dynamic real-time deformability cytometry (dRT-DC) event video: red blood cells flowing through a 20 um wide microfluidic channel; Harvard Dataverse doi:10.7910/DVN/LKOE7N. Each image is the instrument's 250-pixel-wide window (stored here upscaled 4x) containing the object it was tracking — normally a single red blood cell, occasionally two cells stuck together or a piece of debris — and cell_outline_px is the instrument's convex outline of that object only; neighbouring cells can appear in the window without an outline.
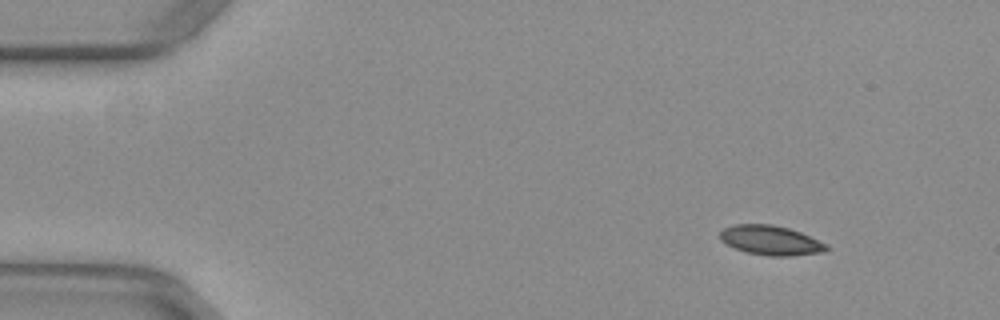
{"species": "common noctule bat (a hibernating species)", "species_latin": "Nyctalus noctula", "temperature_condition": "warm", "stored_images_in_passage": 47, "camera_frame_rate_fps": 3000, "um_per_image_px": 0.085, "animal": {"sex": "female", "body_mass_g": 29.2, "forearm_length_mm": 56.3}, "frame": {"image": 1, "passage_image": 1, "time_ms": 0.0, "image_size_px": [1000, 320], "cell_outline_px": [[828, 248], [824, 252], [788, 256], [768, 256], [748, 252], [736, 248], [720, 240], [720, 232], [724, 228], [736, 224], [772, 224], [788, 228], [800, 232], [828, 244]], "centroid_in_image_um": [65.53, 20.42], "position_along_channel_um": 19.5, "area_um2": 18.15}}
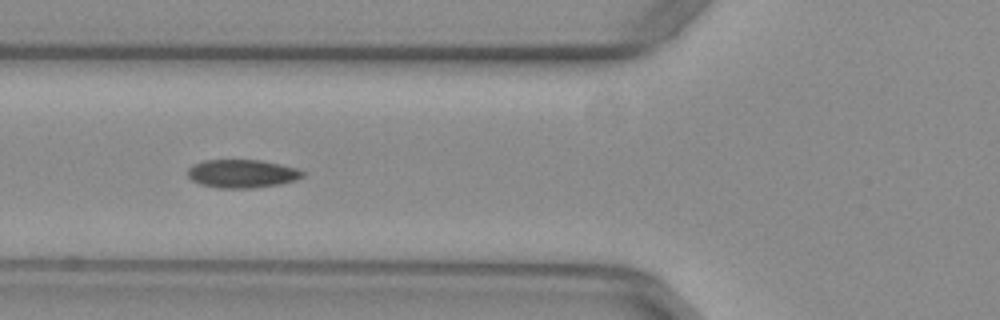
{"frame": {"image": 2, "passage_image": 15, "time_ms": 4.667, "image_size_px": [1000, 320], "cell_outline_px": [[304, 176], [296, 180], [280, 184], [252, 188], [220, 188], [200, 184], [192, 180], [188, 176], [188, 168], [192, 164], [204, 160], [260, 160], [280, 164], [296, 168], [304, 172]], "centroid_in_image_um": [20.57, 14.76], "position_along_channel_um": 105.2, "area_um2": 18.96}}
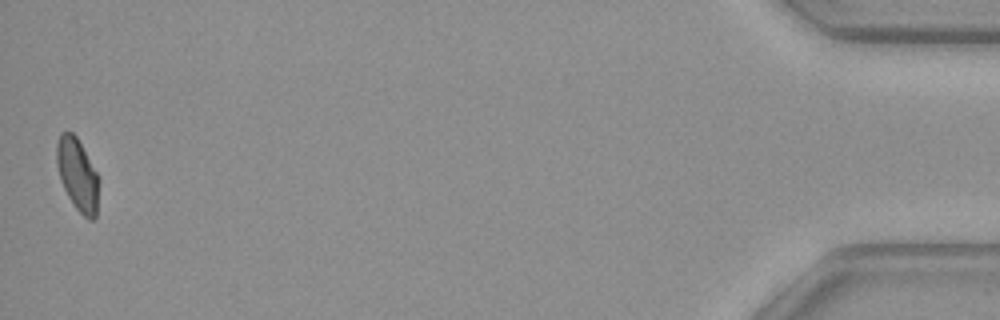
{"frame": {"image": 3, "passage_image": 47, "time_ms": 15.333, "image_size_px": [1000, 320], "cell_outline_px": [[100, 180], [96, 216], [92, 220], [88, 220], [76, 208], [68, 196], [60, 180], [56, 164], [56, 144], [60, 132], [72, 132], [76, 136], [96, 172]], "centroid_in_image_um": [6.58, 14.85], "position_along_channel_um": 428.6, "area_um2": 17.8}, "authors_computed_cell_mechanics": {"area_um2": 18.5538, "velocity_mm_per_s": 3.9462, "shape_relaxation_time_tau1_ms": null, "shape_relaxation_time_tau2_ms": 7.5998, "deformation_change_tau1": null, "deformation_change_tau2": 0.0712}}